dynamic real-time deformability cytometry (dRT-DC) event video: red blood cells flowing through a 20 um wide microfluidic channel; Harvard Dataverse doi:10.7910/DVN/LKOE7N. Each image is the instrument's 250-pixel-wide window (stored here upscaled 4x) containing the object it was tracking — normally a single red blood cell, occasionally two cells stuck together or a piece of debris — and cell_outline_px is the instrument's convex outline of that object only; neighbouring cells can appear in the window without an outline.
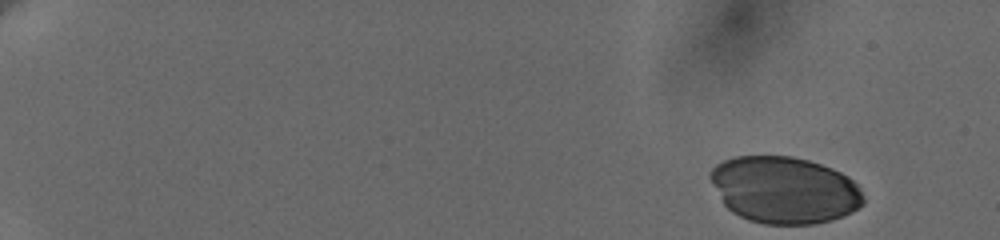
{"species": "human", "species_latin": "Homo sapiens", "temperature_condition": "cold", "stored_images_in_passage": 48, "camera_frame_rate_fps": 3000, "um_per_image_px": 0.085, "donor": {"sex": "female"}, "frame": {"image": 1, "passage_image": 1, "time_ms": 0.0, "image_size_px": [1000, 240], "cell_outline_px": [[864, 204], [852, 212], [844, 216], [832, 220], [812, 224], [764, 224], [748, 220], [732, 212], [724, 204], [708, 176], [708, 172], [716, 164], [732, 156], [792, 156], [808, 160], [832, 168], [848, 176], [860, 188], [864, 200]], "centroid_in_image_um": [66.67, 16.14], "position_along_channel_um": 18.3, "area_um2": 59.88}}